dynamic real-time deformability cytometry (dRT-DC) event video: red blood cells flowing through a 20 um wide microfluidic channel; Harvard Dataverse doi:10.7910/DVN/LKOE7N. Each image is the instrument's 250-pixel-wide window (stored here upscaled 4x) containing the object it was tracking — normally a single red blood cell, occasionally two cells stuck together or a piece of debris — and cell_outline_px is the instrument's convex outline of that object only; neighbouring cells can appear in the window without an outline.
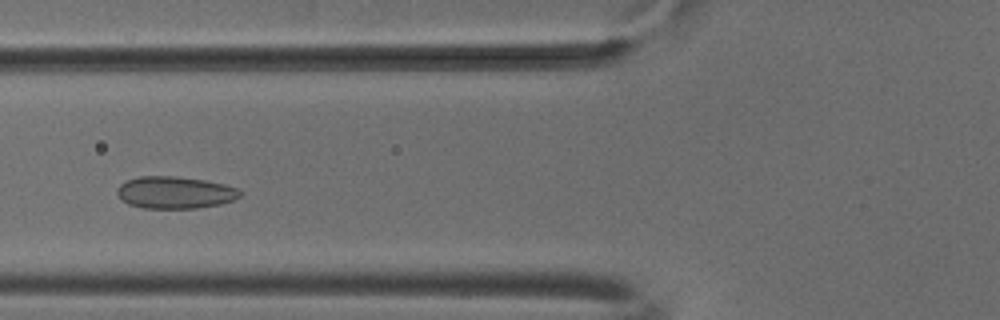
{"species": "common noctule bat (a hibernating species)", "species_latin": "Nyctalus noctula", "temperature_condition": "cold", "stored_images_in_passage": 38, "camera_frame_rate_fps": 3000, "um_per_image_px": 0.085, "animal": {"sex": "male", "body_mass_g": 18.8}, "frame": {"image": 1, "passage_image": 6, "time_ms": 1.667, "image_size_px": [1000, 320], "cell_outline_px": [[244, 192], [236, 200], [220, 204], [196, 208], [144, 208], [128, 204], [116, 192], [116, 188], [120, 184], [128, 180], [140, 176], [176, 176], [204, 180], [224, 184], [236, 188]], "centroid_in_image_um": [14.9, 16.36], "position_along_channel_um": 110.9, "area_um2": 23.0}}
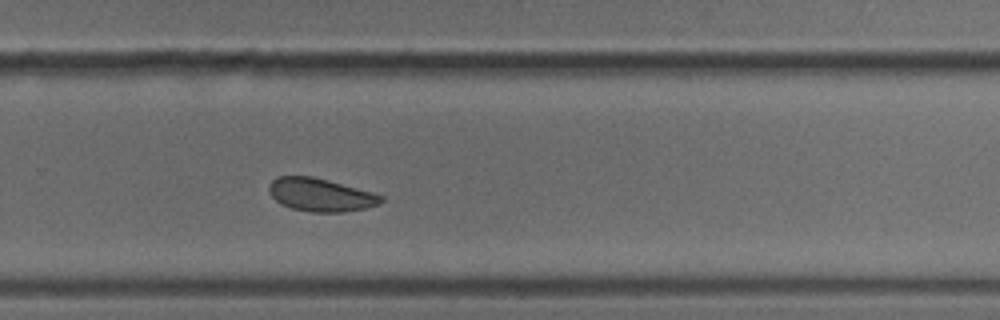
{"frame": {"image": 2, "passage_image": 21, "time_ms": 6.667, "image_size_px": [1000, 320], "cell_outline_px": [[384, 200], [380, 204], [364, 208], [344, 212], [308, 212], [292, 208], [280, 204], [272, 196], [268, 188], [272, 180], [276, 176], [312, 176], [328, 180], [372, 192], [384, 196]], "centroid_in_image_um": [27.25, 16.56], "position_along_channel_um": 302.6, "area_um2": 21.62}}
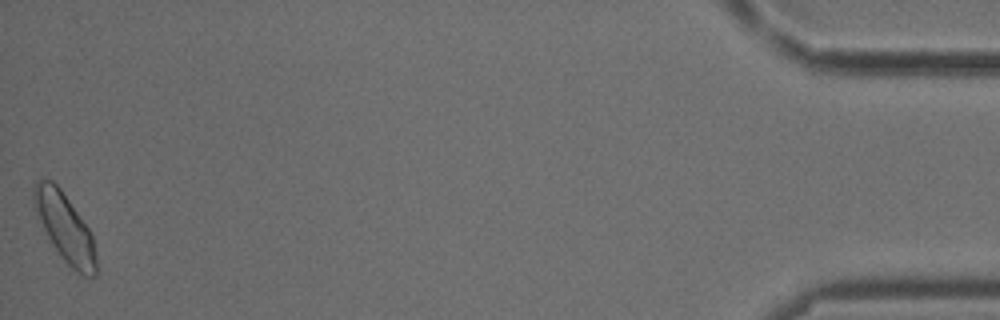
{"frame": {"image": 3, "passage_image": 38, "time_ms": 12.333, "image_size_px": [1000, 320], "cell_outline_px": [[96, 276], [84, 276], [76, 272], [64, 260], [52, 244], [36, 216], [32, 204], [32, 180], [52, 180], [60, 188], [88, 228], [92, 236], [96, 256]], "centroid_in_image_um": [5.46, 19.3], "position_along_channel_um": 429.7, "area_um2": 24.8}, "authors_computed_cell_mechanics": {"area_um2": 22.3975, "velocity_mm_per_s": 3.8374, "shape_relaxation_time_tau1_ms": 9.9164, "shape_relaxation_time_tau2_ms": 1.2992, "deformation_change_tau1": 0.0835, "deformation_change_tau2": 0.0382}}